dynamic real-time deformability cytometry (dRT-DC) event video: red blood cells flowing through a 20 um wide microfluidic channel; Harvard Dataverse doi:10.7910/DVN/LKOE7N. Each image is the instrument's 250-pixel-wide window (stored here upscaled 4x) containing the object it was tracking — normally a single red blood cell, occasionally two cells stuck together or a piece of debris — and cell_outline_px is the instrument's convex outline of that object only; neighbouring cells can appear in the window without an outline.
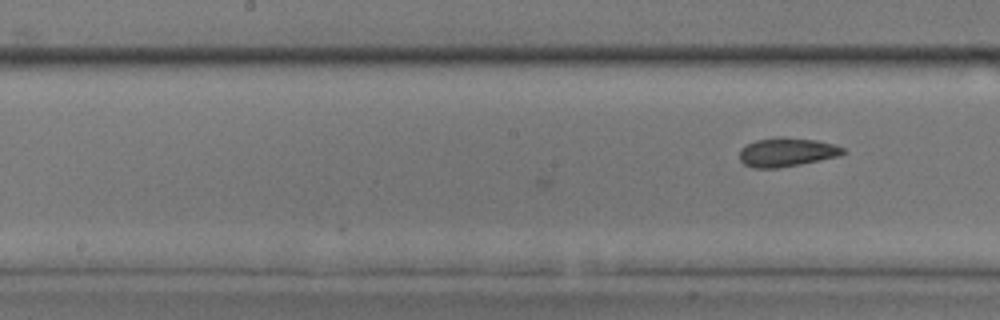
{"species": "common noctule bat (a hibernating species)", "species_latin": "Nyctalus noctula", "temperature_condition": "room temperature", "stored_images_in_passage": 8, "camera_frame_rate_fps": 3000, "um_per_image_px": 0.085, "animal": {"sex": "male", "body_mass_g": 17.9, "forearm_length_mm": 54.2}, "frame": {"image": 1, "passage_image": 8, "time_ms": 2.333, "image_size_px": [1000, 320], "cell_outline_px": [[848, 152], [840, 156], [800, 164], [776, 168], [752, 168], [744, 164], [740, 160], [740, 148], [756, 140], [776, 136], [784, 136], [816, 140], [836, 144], [844, 148]], "centroid_in_image_um": [66.9, 12.92], "position_along_channel_um": 181.3, "area_um2": 17.69}}